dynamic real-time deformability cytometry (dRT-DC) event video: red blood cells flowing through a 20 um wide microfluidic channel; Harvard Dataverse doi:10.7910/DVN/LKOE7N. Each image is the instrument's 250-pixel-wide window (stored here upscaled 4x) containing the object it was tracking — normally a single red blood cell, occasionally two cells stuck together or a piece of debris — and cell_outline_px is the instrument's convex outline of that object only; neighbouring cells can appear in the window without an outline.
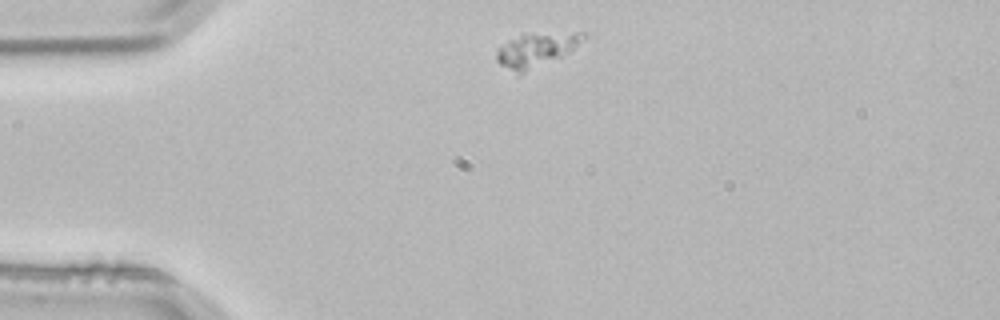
{"species": "common noctule bat (a hibernating species)", "species_latin": "Nyctalus noctula", "temperature_condition": "room temperature", "stored_images_in_passage": 2, "camera_frame_rate_fps": 3000, "um_per_image_px": 0.085, "animal": {"sex": "male", "body_mass_g": 21.5, "forearm_length_mm": 52.0}, "frame": {"image": 1, "passage_image": 1, "time_ms": 0.0, "image_size_px": [1000, 320], "cell_outline_px": [[588, 32], [568, 52], [560, 56], [516, 76], [500, 64], [496, 60], [496, 52], [508, 40], [532, 32]], "centroid_in_image_um": [45.52, 4.23], "position_along_channel_um": 39.5, "area_um2": 16.88}}